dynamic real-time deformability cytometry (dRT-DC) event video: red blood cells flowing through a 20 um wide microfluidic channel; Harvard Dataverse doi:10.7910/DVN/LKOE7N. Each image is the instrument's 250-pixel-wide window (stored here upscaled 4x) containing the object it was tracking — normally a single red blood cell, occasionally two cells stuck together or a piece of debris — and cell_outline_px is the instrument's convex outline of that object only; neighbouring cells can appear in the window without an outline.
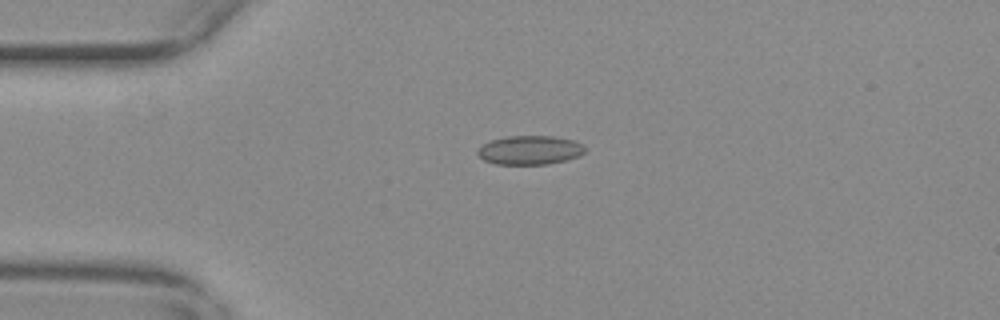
{"species": "common noctule bat (a hibernating species)", "species_latin": "Nyctalus noctula", "temperature_condition": "warm", "stored_images_in_passage": 44, "camera_frame_rate_fps": 3000, "um_per_image_px": 0.085, "animal": {"sex": "female", "body_mass_g": 29.2, "forearm_length_mm": 56.3}, "frame": {"image": 1, "passage_image": 2, "time_ms": 0.333, "image_size_px": [1000, 320], "cell_outline_px": [[584, 152], [568, 160], [548, 164], [496, 164], [484, 160], [476, 152], [476, 148], [492, 140], [508, 136], [552, 136], [572, 140], [580, 144], [584, 148]], "centroid_in_image_um": [44.99, 12.76], "position_along_channel_um": 40.0, "area_um2": 17.92}}
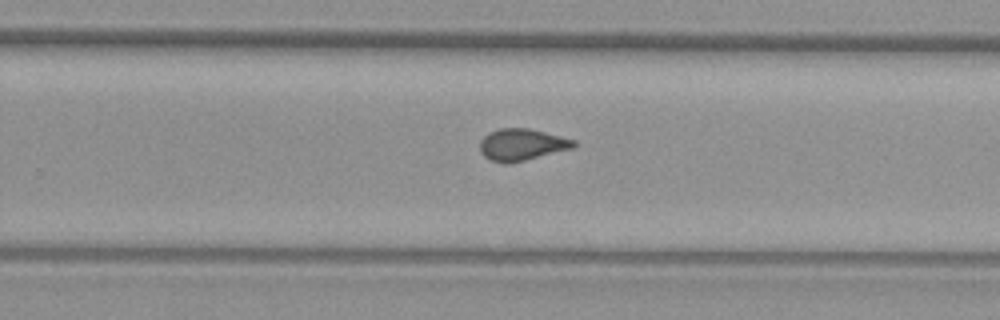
{"frame": {"image": 2, "passage_image": 24, "time_ms": 7.667, "image_size_px": [1000, 320], "cell_outline_px": [[576, 148], [508, 164], [504, 164], [492, 160], [484, 156], [480, 152], [480, 140], [488, 132], [500, 128], [528, 128], [576, 140]], "centroid_in_image_um": [44.36, 12.3], "position_along_channel_um": 285.4, "area_um2": 17.51}}
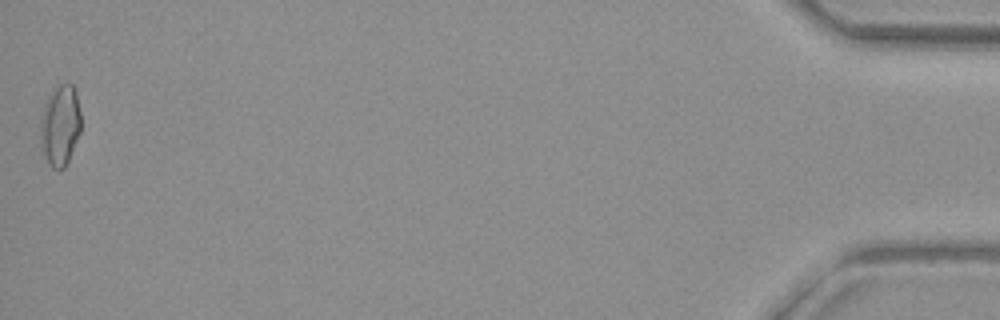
{"frame": {"image": 3, "passage_image": 44, "time_ms": 14.333, "image_size_px": [1000, 320], "cell_outline_px": [[80, 132], [68, 160], [64, 168], [52, 168], [48, 164], [44, 152], [40, 128], [40, 120], [44, 104], [48, 96], [60, 84], [72, 84], [76, 92], [80, 112]], "centroid_in_image_um": [5.12, 10.63], "position_along_channel_um": 430.1, "area_um2": 18.67}, "authors_computed_cell_mechanics": {"area_um2": 17.2244, "velocity_mm_per_s": 3.7184, "shape_relaxation_time_tau1_ms": null, "shape_relaxation_time_tau2_ms": 0.9904, "deformation_change_tau1": null, "deformation_change_tau2": 0.059}}